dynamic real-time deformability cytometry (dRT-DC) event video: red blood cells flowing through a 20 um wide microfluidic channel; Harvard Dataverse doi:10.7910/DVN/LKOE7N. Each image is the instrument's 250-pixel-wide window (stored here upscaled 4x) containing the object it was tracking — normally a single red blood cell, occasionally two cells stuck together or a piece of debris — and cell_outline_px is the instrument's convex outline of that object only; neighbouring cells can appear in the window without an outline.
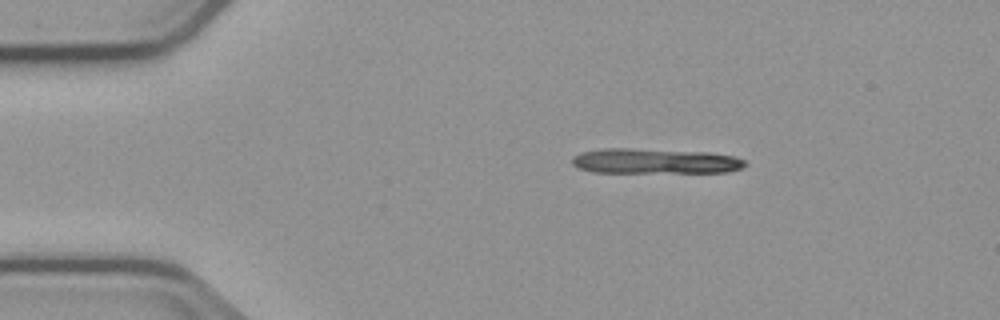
{"species": "common noctule bat (a hibernating species)", "species_latin": "Nyctalus noctula", "temperature_condition": "cold", "stored_images_in_passage": 3, "camera_frame_rate_fps": 3000, "um_per_image_px": 0.085, "animal": {"sex": "male", "body_mass_g": 23.1, "forearm_length_mm": 52.7}, "frame": {"image": 1, "passage_image": 1, "time_ms": 0.0, "image_size_px": [1000, 320], "cell_outline_px": [[748, 164], [744, 168], [728, 172], [592, 172], [580, 168], [572, 164], [572, 156], [580, 152], [604, 148], [628, 148], [708, 152], [736, 156], [744, 160]], "centroid_in_image_um": [55.7, 13.69], "position_along_channel_um": 29.3, "area_um2": 25.55}}